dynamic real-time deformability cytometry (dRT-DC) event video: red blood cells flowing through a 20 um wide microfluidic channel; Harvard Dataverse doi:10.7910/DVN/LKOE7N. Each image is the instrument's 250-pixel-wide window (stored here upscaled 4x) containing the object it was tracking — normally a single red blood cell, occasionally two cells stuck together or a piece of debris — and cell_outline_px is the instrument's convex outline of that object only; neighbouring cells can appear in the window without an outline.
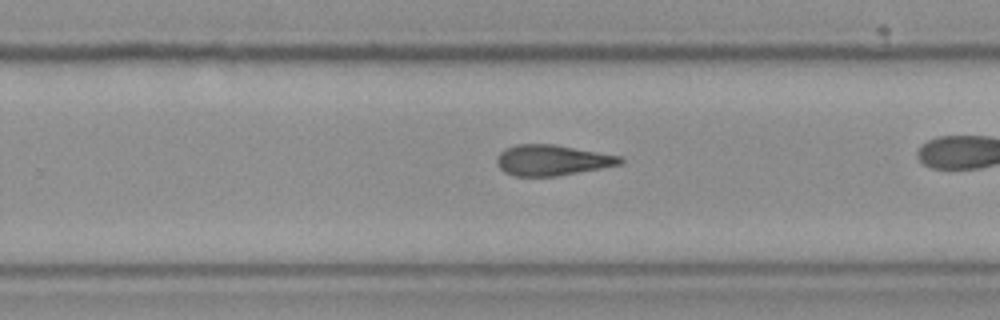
{"species": "Egyptian fruit bat (a non-hibernating species)", "species_latin": "Rousettus aegyptiacus", "temperature_condition": "cold", "stored_images_in_passage": 40, "camera_frame_rate_fps": 3000, "um_per_image_px": 0.085, "frame": {"image": 1, "passage_image": 34, "time_ms": 11.0, "image_size_px": [1000, 320], "cell_outline_px": [[624, 160], [620, 164], [600, 168], [556, 176], [512, 176], [504, 172], [496, 164], [496, 156], [504, 148], [516, 144], [552, 144], [620, 156]], "centroid_in_image_um": [46.85, 13.61], "position_along_channel_um": 283.0, "area_um2": 21.91}}